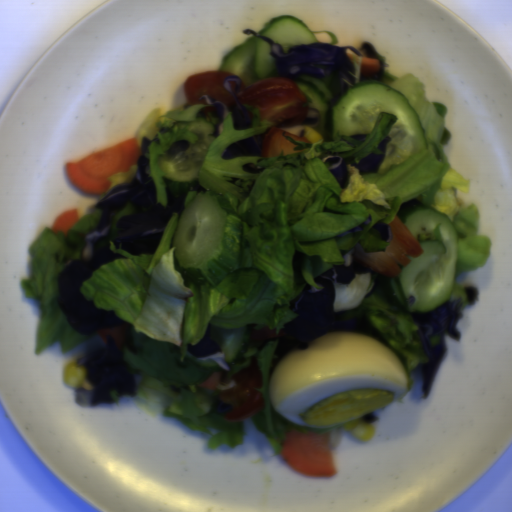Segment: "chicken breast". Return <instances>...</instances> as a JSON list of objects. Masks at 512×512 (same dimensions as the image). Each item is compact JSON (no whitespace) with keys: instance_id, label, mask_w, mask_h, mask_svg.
Here are the masks:
<instances>
[{"instance_id":"obj_1","label":"chicken breast","mask_w":512,"mask_h":512,"mask_svg":"<svg viewBox=\"0 0 512 512\" xmlns=\"http://www.w3.org/2000/svg\"><path fill=\"white\" fill-rule=\"evenodd\" d=\"M387 227L390 241L384 251L366 252L358 242L353 253L355 260L371 267L372 273L391 278L401 275L399 265L410 263L411 259L407 258V255L418 257L423 255L424 250L397 214Z\"/></svg>"}]
</instances>
